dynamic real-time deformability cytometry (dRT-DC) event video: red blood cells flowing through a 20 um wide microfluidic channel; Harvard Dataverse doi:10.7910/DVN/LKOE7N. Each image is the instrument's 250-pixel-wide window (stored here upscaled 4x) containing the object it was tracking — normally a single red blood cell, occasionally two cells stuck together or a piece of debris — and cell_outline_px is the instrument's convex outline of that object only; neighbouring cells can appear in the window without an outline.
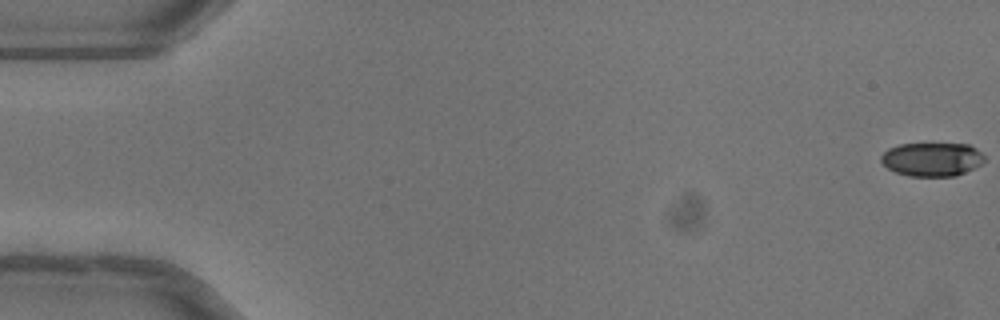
{"species": "common noctule bat (a hibernating species)", "species_latin": "Nyctalus noctula", "temperature_condition": "warm", "stored_images_in_passage": 10, "camera_frame_rate_fps": 3000, "um_per_image_px": 0.085, "animal": {"sex": "female"}, "frame": {"image": 1, "passage_image": 1, "time_ms": 0.0, "image_size_px": [1000, 320], "cell_outline_px": [[984, 160], [980, 164], [956, 176], [908, 176], [896, 172], [888, 168], [880, 160], [880, 156], [888, 148], [900, 144], [968, 144], [976, 148], [984, 156]], "centroid_in_image_um": [79.19, 13.54], "position_along_channel_um": 5.8, "area_um2": 20.17}}